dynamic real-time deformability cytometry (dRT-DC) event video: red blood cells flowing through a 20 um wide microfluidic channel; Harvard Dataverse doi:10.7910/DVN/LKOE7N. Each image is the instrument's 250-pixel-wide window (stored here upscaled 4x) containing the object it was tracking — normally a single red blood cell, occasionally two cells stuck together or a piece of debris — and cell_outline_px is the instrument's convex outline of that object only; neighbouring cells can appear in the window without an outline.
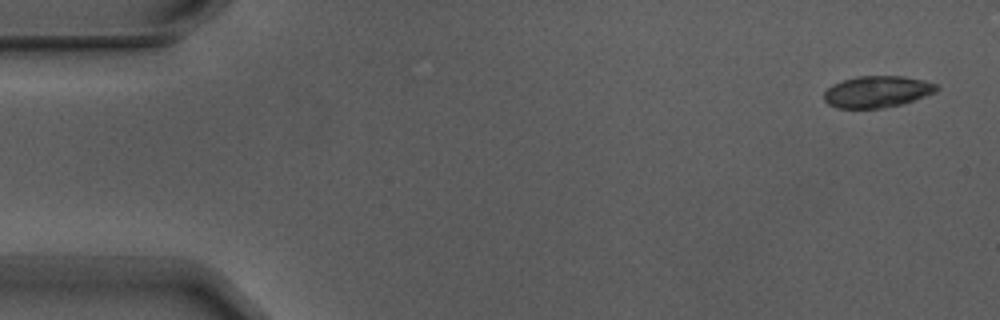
{"species": "Egyptian fruit bat (a non-hibernating species)", "species_latin": "Rousettus aegyptiacus", "temperature_condition": "warm", "stored_images_in_passage": 5, "camera_frame_rate_fps": 3000, "um_per_image_px": 0.085, "animal": {"sex": "male"}, "frame": {"image": 1, "passage_image": 1, "time_ms": 0.0, "image_size_px": [1000, 320], "cell_outline_px": [[940, 88], [936, 92], [900, 104], [884, 108], [836, 108], [828, 104], [824, 100], [824, 92], [832, 84], [844, 80], [860, 76], [904, 76], [924, 80], [936, 84]], "centroid_in_image_um": [74.55, 7.79], "position_along_channel_um": 10.5, "area_um2": 20.63}}